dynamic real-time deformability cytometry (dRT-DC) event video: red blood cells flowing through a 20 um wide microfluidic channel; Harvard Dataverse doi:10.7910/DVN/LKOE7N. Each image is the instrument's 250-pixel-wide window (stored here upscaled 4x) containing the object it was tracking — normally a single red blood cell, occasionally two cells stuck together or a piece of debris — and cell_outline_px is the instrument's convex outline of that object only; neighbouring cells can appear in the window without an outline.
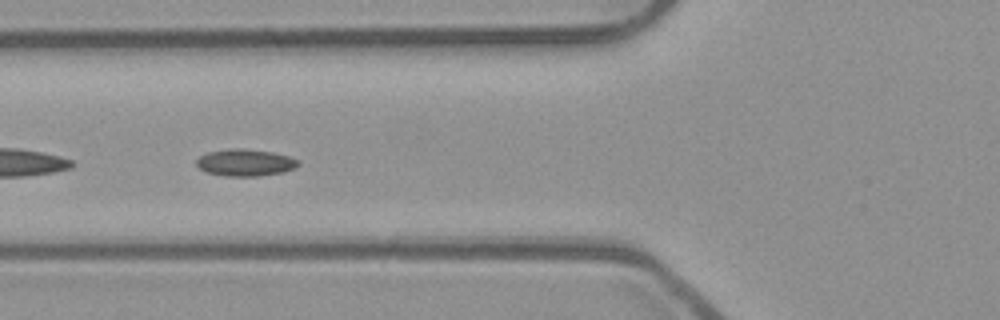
{"species": "common noctule bat (a hibernating species)", "species_latin": "Nyctalus noctula", "temperature_condition": "room temperature", "stored_images_in_passage": 47, "camera_frame_rate_fps": 3000, "um_per_image_px": 0.085, "animal": {"sex": "male", "body_mass_g": 23.1, "forearm_length_mm": 52.7}, "frame": {"image": 1, "passage_image": 14, "time_ms": 4.333, "image_size_px": [1000, 320], "cell_outline_px": [[300, 164], [296, 168], [284, 172], [260, 176], [224, 176], [204, 172], [196, 164], [196, 160], [200, 156], [208, 152], [232, 148], [244, 148], [272, 152], [288, 156], [300, 160]], "centroid_in_image_um": [20.86, 13.82], "position_along_channel_um": 104.9, "area_um2": 16.18}}
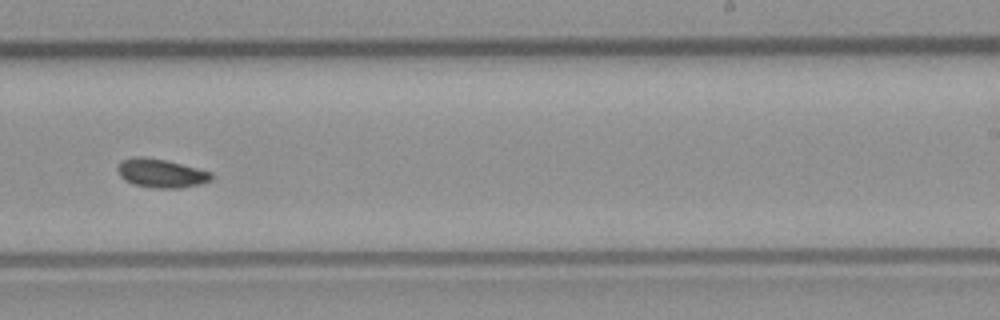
{"frame": {"image": 2, "passage_image": 27, "time_ms": 8.667, "image_size_px": [1000, 320], "cell_outline_px": [[212, 180], [200, 184], [180, 188], [152, 188], [132, 184], [124, 180], [120, 176], [116, 168], [124, 160], [164, 160], [212, 172]], "centroid_in_image_um": [13.75, 14.8], "position_along_channel_um": 275.2, "area_um2": 14.91}}
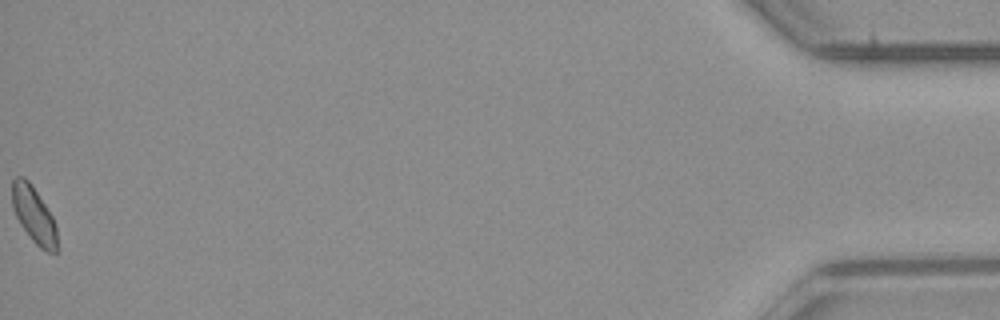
{"frame": {"image": 3, "passage_image": 47, "time_ms": 15.333, "image_size_px": [1000, 320], "cell_outline_px": [[56, 252], [48, 252], [40, 248], [32, 240], [20, 224], [12, 208], [12, 180], [16, 176], [24, 176], [28, 180], [52, 216], [56, 224]], "centroid_in_image_um": [2.85, 18.25], "position_along_channel_um": 432.4, "area_um2": 14.57}, "authors_computed_cell_mechanics": {"area_um2": 15.2014, "velocity_mm_per_s": 3.9217, "shape_relaxation_time_tau1_ms": null, "shape_relaxation_time_tau2_ms": 3.92, "deformation_change_tau1": null, "deformation_change_tau2": 0.0746}}